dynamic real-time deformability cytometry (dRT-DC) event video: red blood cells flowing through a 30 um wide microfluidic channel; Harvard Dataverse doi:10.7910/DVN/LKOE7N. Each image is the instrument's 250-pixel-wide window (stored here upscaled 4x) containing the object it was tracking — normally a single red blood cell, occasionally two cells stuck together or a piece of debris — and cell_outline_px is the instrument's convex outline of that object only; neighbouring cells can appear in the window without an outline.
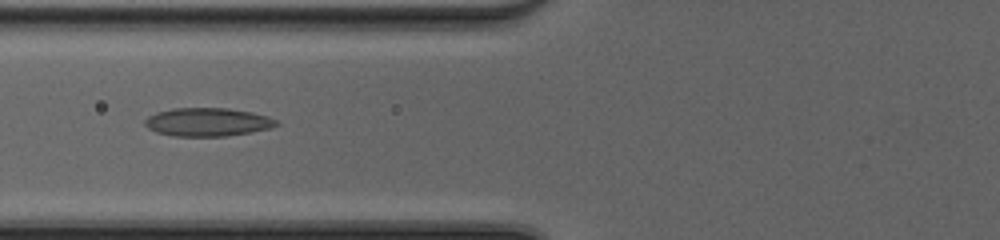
{"species": "common noctule bat (a hibernating species)", "species_latin": "Nyctalus noctula", "temperature_condition": "cold", "stored_images_in_passage": 52, "camera_frame_rate_fps": 3000, "um_per_image_px": 0.085, "animal": {"sex": "female", "body_mass_g": 20.0, "forearm_length_mm": 54.0}, "frame": {"image": 1, "passage_image": 23, "time_ms": 7.333, "image_size_px": [1000, 240], "cell_outline_px": [[280, 124], [272, 128], [224, 136], [172, 136], [156, 132], [148, 128], [144, 124], [144, 120], [148, 116], [156, 112], [172, 108], [228, 108], [252, 112], [268, 116], [276, 120]], "centroid_in_image_um": [17.63, 10.37], "position_along_channel_um": 108.2, "area_um2": 21.79}}
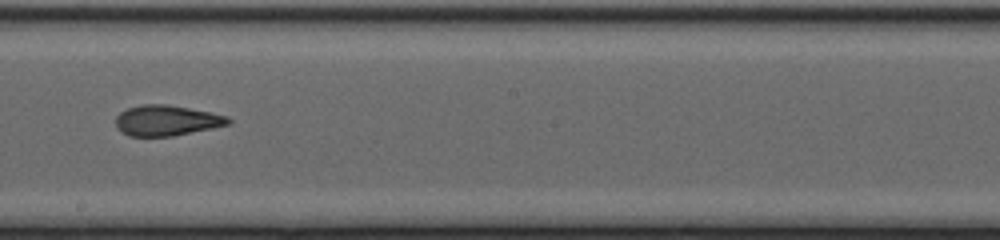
{"frame": {"image": 2, "passage_image": 32, "time_ms": 10.333, "image_size_px": [1000, 240], "cell_outline_px": [[232, 124], [172, 136], [128, 136], [120, 132], [116, 128], [116, 116], [120, 112], [128, 108], [140, 104], [168, 104], [228, 116], [232, 120]], "centroid_in_image_um": [14.14, 10.24], "position_along_channel_um": 234.1, "area_um2": 20.11}}
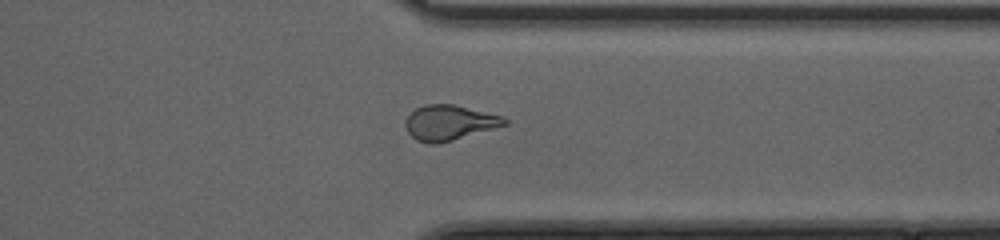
{"frame": {"image": 3, "passage_image": 42, "time_ms": 13.667, "image_size_px": [1000, 240], "cell_outline_px": [[508, 124], [452, 140], [436, 144], [428, 144], [416, 140], [408, 132], [404, 124], [404, 120], [416, 108], [424, 104], [452, 104], [500, 116], [508, 120]], "centroid_in_image_um": [38.14, 10.43], "position_along_channel_um": 373.3, "area_um2": 20.0}, "authors_computed_cell_mechanics": {"area_um2": 21.386, "velocity_mm_per_s": 4.1886, "shape_relaxation_time_tau1_ms": null, "shape_relaxation_time_tau2_ms": 1.366, "deformation_change_tau1": null, "deformation_change_tau2": 0.0808}}